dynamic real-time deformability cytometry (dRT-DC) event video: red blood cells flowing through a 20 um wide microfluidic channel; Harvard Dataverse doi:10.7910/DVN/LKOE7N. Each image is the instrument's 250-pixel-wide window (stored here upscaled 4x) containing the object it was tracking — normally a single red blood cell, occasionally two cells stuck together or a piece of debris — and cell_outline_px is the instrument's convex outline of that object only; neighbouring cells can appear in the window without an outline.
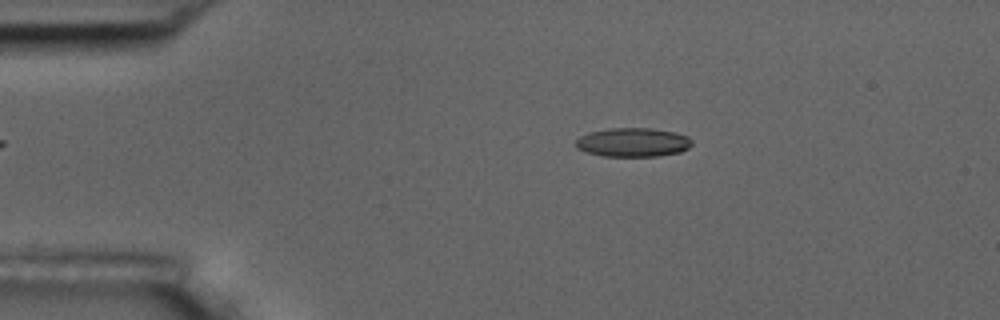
{"species": "common noctule bat (a hibernating species)", "species_latin": "Nyctalus noctula", "temperature_condition": "room temperature", "stored_images_in_passage": 54, "camera_frame_rate_fps": 3000, "um_per_image_px": 0.085, "animal": {"sex": "male", "body_mass_g": 17.5, "forearm_length_mm": 52.3}, "frame": {"image": 1, "passage_image": 9, "time_ms": 2.667, "image_size_px": [1000, 320], "cell_outline_px": [[692, 144], [688, 148], [680, 152], [660, 156], [604, 156], [588, 152], [576, 148], [576, 140], [580, 136], [588, 132], [608, 128], [648, 128], [676, 132], [688, 136], [692, 140]], "centroid_in_image_um": [53.81, 12.09], "position_along_channel_um": 31.2, "area_um2": 19.65}}
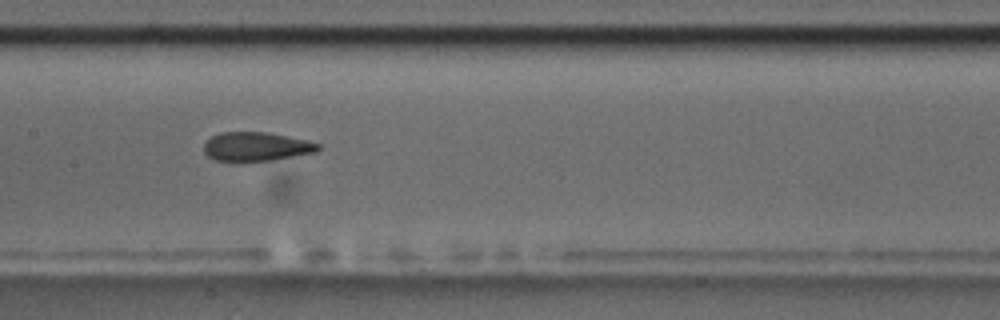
{"frame": {"image": 2, "passage_image": 26, "time_ms": 8.333, "image_size_px": [1000, 320], "cell_outline_px": [[320, 148], [316, 152], [268, 160], [216, 160], [208, 156], [204, 152], [204, 144], [212, 136], [220, 132], [268, 132], [308, 140], [320, 144]], "centroid_in_image_um": [21.79, 12.43], "position_along_channel_um": 185.6, "area_um2": 18.9}}
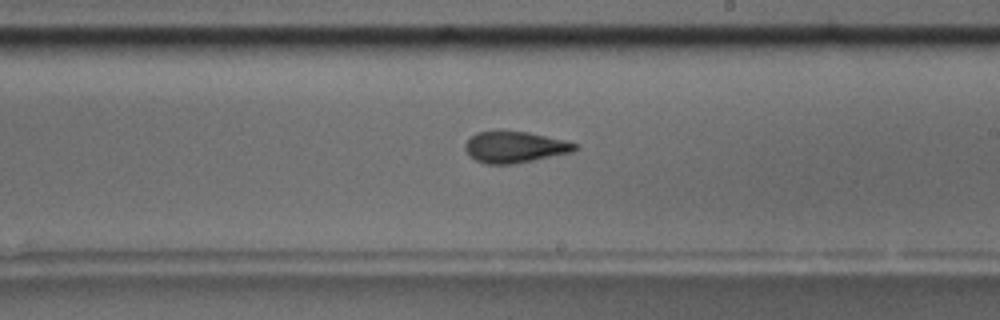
{"frame": {"image": 3, "passage_image": 31, "time_ms": 10.0, "image_size_px": [1000, 320], "cell_outline_px": [[576, 148], [572, 152], [512, 164], [488, 164], [476, 160], [468, 156], [464, 148], [464, 144], [476, 132], [528, 132], [564, 140], [576, 144]], "centroid_in_image_um": [43.71, 12.51], "position_along_channel_um": 245.3, "area_um2": 19.59}, "authors_computed_cell_mechanics": {"area_um2": 19.8832, "velocity_mm_per_s": 3.5873, "shape_relaxation_time_tau1_ms": 10.3133, "shape_relaxation_time_tau2_ms": 2.0886, "deformation_change_tau1": 0.1998, "deformation_change_tau2": 0.0905}}